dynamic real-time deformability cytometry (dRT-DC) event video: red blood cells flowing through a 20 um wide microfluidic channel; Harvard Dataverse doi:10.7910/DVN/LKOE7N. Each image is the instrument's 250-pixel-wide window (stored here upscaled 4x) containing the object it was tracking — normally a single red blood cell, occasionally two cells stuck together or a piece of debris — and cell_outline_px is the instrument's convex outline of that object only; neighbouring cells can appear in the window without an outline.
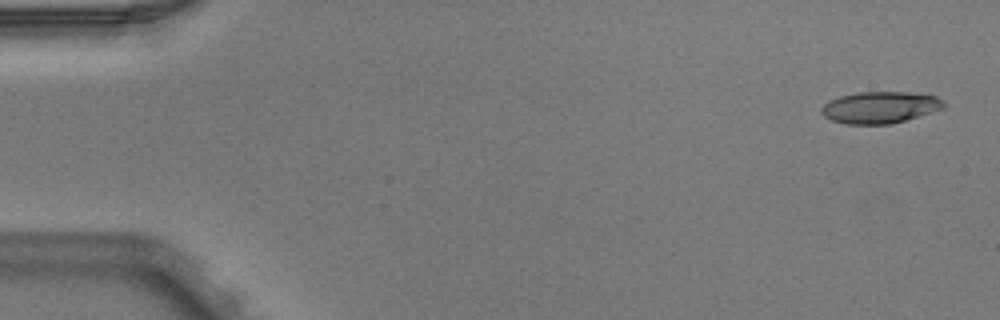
{"species": "Egyptian fruit bat (a non-hibernating species)", "species_latin": "Rousettus aegyptiacus", "temperature_condition": "warm", "stored_images_in_passage": 5, "camera_frame_rate_fps": 3000, "um_per_image_px": 0.085, "animal": {"sex": "male"}, "frame": {"image": 1, "passage_image": 1, "time_ms": 0.0, "image_size_px": [1000, 320], "cell_outline_px": [[944, 108], [892, 124], [844, 124], [832, 120], [824, 116], [820, 112], [820, 108], [828, 100], [840, 96], [856, 92], [908, 92], [936, 96], [944, 100]], "centroid_in_image_um": [74.77, 9.12], "position_along_channel_um": 10.2, "area_um2": 22.66}}
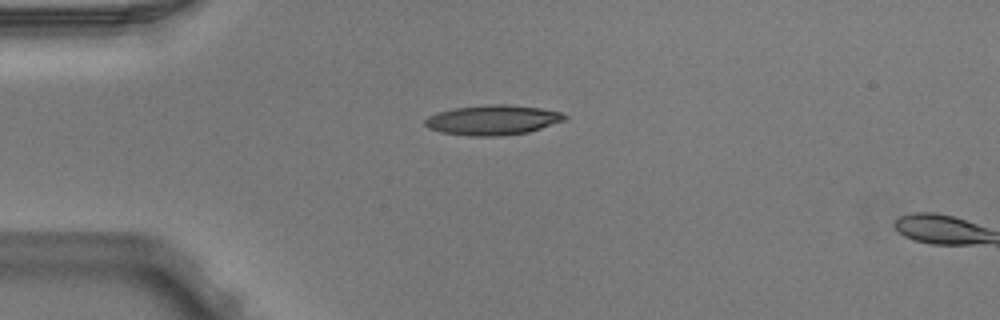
{"frame": {"image": 2, "passage_image": 4, "time_ms": 1.0, "image_size_px": [1000, 320], "cell_outline_px": [[568, 116], [564, 120], [528, 132], [500, 136], [472, 136], [440, 132], [428, 128], [424, 124], [424, 120], [428, 116], [440, 112], [456, 108], [492, 104], [508, 104], [540, 108], [560, 112]], "centroid_in_image_um": [41.87, 10.2], "position_along_channel_um": 43.1, "area_um2": 24.1}}